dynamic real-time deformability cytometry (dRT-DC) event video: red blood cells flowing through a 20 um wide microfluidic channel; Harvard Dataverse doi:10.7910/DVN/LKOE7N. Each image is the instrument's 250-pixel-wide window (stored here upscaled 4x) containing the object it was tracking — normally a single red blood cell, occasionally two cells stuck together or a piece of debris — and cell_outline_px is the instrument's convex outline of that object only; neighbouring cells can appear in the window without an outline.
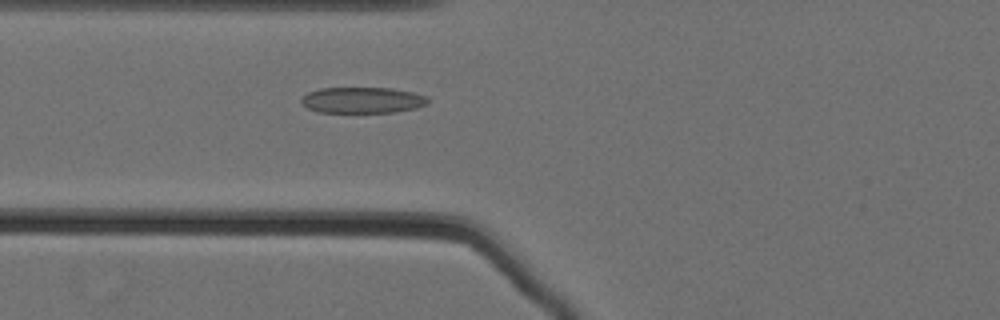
{"species": "Egyptian fruit bat (a non-hibernating species)", "species_latin": "Rousettus aegyptiacus", "temperature_condition": "cold", "stored_images_in_passage": 42, "camera_frame_rate_fps": 3000, "um_per_image_px": 0.085, "animal": {"sex": "female"}, "frame": {"image": 1, "passage_image": 8, "time_ms": 2.333, "image_size_px": [1000, 320], "cell_outline_px": [[428, 104], [416, 108], [396, 112], [316, 112], [300, 104], [300, 96], [308, 92], [320, 88], [392, 88], [412, 92], [428, 96]], "centroid_in_image_um": [30.77, 8.51], "position_along_channel_um": 95.0, "area_um2": 19.42}}
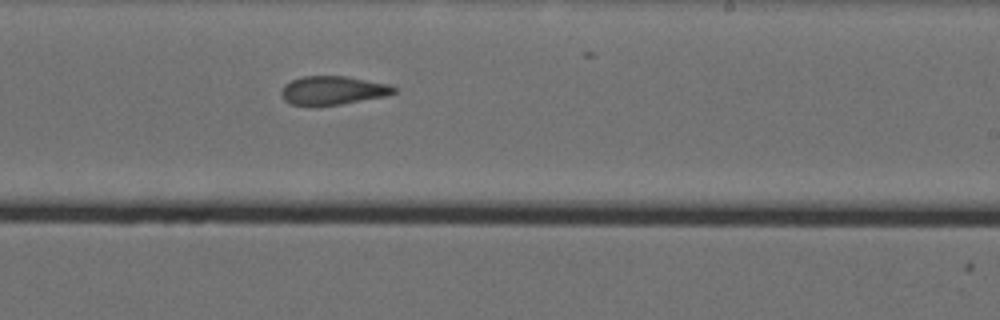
{"frame": {"image": 2, "passage_image": 22, "time_ms": 7.0, "image_size_px": [1000, 320], "cell_outline_px": [[396, 92], [388, 96], [340, 104], [292, 104], [284, 100], [280, 96], [280, 92], [284, 84], [292, 80], [304, 76], [348, 76], [392, 84], [396, 88]], "centroid_in_image_um": [28.35, 7.66], "position_along_channel_um": 260.7, "area_um2": 18.79}}
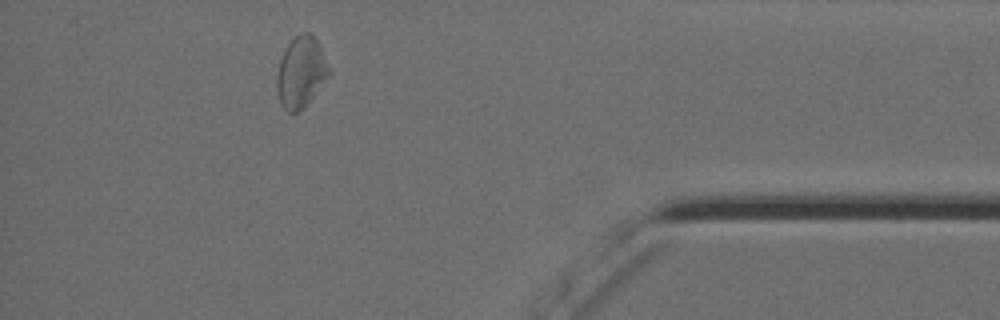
{"frame": {"image": 3, "passage_image": 37, "time_ms": 12.0, "image_size_px": [1000, 320], "cell_outline_px": [[332, 72], [304, 108], [300, 112], [288, 112], [280, 104], [276, 88], [276, 76], [280, 60], [284, 48], [296, 36], [304, 32], [308, 32], [316, 40]], "centroid_in_image_um": [25.56, 6.17], "position_along_channel_um": 409.6, "area_um2": 21.5}, "authors_computed_cell_mechanics": {"area_um2": 19.9988, "velocity_mm_per_s": 3.5314, "shape_relaxation_time_tau1_ms": null, "shape_relaxation_time_tau2_ms": 2.7141, "deformation_change_tau1": null, "deformation_change_tau2": 0.1055}}